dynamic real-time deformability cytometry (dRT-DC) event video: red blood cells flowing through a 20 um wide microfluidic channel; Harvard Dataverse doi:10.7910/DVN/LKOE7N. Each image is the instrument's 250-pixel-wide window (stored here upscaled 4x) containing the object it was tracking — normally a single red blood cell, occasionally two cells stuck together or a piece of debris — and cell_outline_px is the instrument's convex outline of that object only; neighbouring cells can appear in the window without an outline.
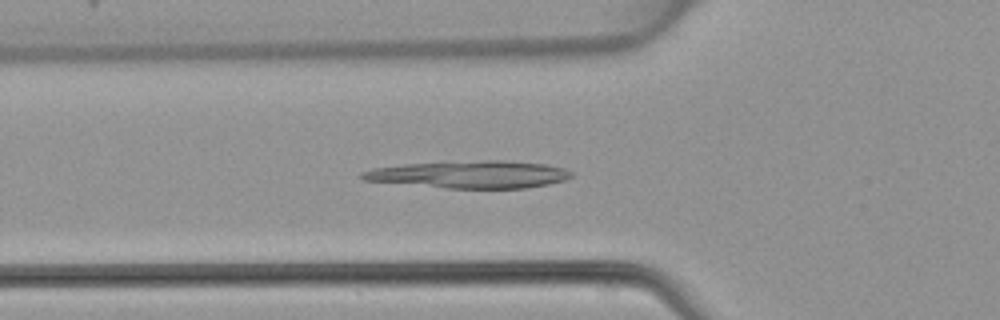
{"species": "common noctule bat (a hibernating species)", "species_latin": "Nyctalus noctula", "temperature_condition": "warm", "stored_images_in_passage": 36, "camera_frame_rate_fps": 3000, "um_per_image_px": 0.085, "animal": {"sex": "female", "body_mass_g": 22.7, "forearm_length_mm": 54.2}, "frame": {"image": 1, "passage_image": 5, "time_ms": 1.333, "image_size_px": [1000, 320], "cell_outline_px": [[572, 176], [564, 180], [548, 184], [528, 188], [448, 188], [364, 180], [360, 176], [360, 172], [372, 168], [404, 164], [488, 160], [504, 160], [544, 164], [564, 168], [572, 172]], "centroid_in_image_um": [39.95, 14.83], "position_along_channel_um": 85.9, "area_um2": 33.12}}
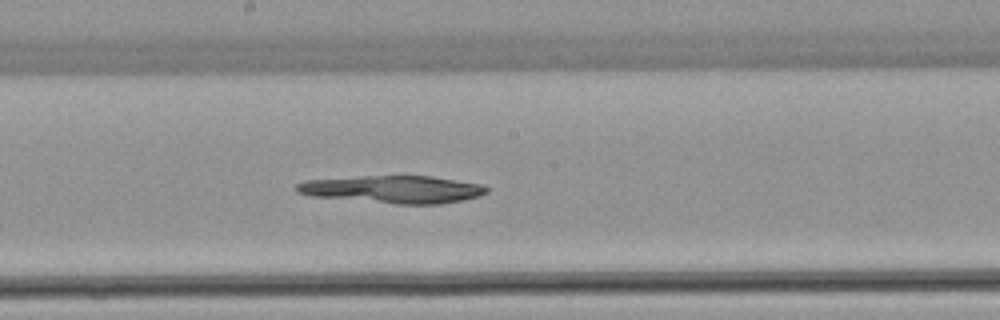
{"frame": {"image": 2, "passage_image": 14, "time_ms": 4.333, "image_size_px": [1000, 320], "cell_outline_px": [[488, 192], [480, 196], [464, 200], [440, 204], [396, 204], [312, 196], [296, 192], [296, 184], [304, 180], [364, 176], [432, 176], [480, 184], [488, 188]], "centroid_in_image_um": [33.42, 16.1], "position_along_channel_um": 214.8, "area_um2": 30.46}}
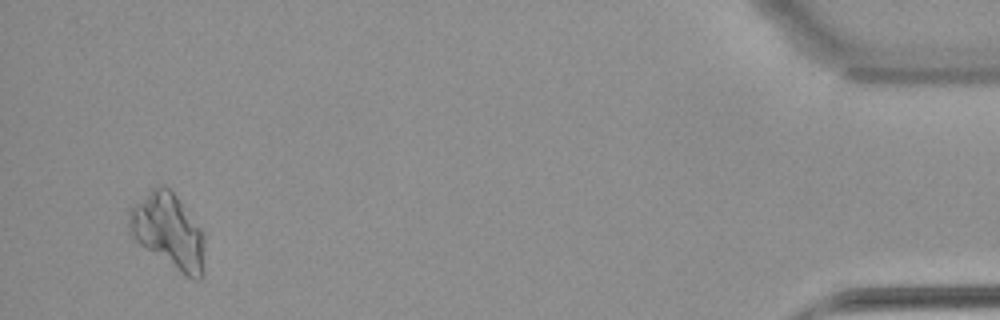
{"frame": {"image": 3, "passage_image": 34, "time_ms": 11.0, "image_size_px": [1000, 320], "cell_outline_px": [[204, 276], [200, 280], [192, 280], [144, 248], [128, 232], [128, 212], [156, 184], [164, 184], [176, 196], [204, 232]], "centroid_in_image_um": [14.34, 19.68], "position_along_channel_um": 420.9, "area_um2": 33.06}}